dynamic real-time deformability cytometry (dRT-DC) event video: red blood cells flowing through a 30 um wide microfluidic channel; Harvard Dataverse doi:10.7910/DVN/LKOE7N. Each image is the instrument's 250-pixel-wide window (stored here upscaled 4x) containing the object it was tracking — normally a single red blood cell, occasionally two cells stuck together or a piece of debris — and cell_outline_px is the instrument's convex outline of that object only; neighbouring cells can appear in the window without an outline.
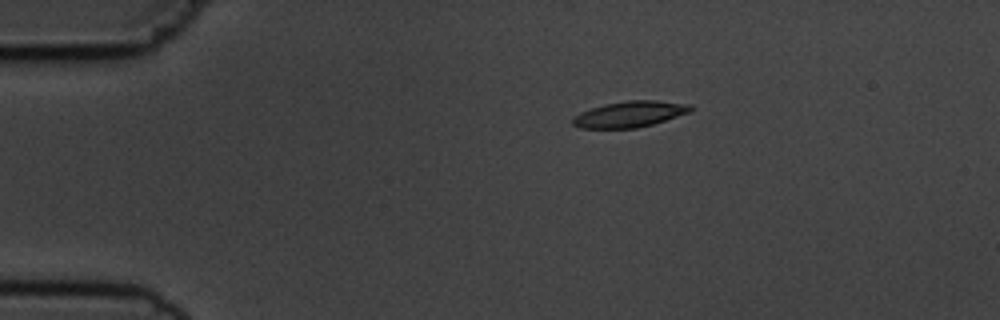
{"species": "common noctule bat (a hibernating species)", "species_latin": "Nyctalus noctula", "temperature_condition": "cold", "stored_images_in_passage": 3, "camera_frame_rate_fps": 3000, "um_per_image_px": 0.085, "animal": {"sex": "male", "body_mass_g": 19.5, "forearm_length_mm": 54.6}, "frame": {"image": 1, "passage_image": 1, "time_ms": 0.0, "image_size_px": [1000, 320], "cell_outline_px": [[692, 112], [652, 124], [636, 128], [580, 128], [572, 124], [572, 116], [580, 112], [604, 104], [628, 100], [656, 100], [692, 104]], "centroid_in_image_um": [53.54, 9.7], "position_along_channel_um": 31.5, "area_um2": 17.98}}